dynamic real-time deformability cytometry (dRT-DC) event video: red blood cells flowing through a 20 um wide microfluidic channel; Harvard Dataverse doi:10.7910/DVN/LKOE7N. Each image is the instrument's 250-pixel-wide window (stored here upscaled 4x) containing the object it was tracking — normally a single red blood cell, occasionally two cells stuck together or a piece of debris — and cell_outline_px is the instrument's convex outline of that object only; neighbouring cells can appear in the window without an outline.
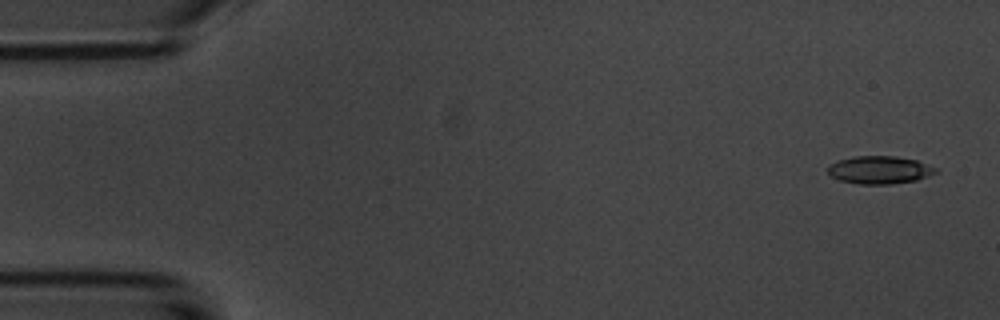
{"species": "common noctule bat (a hibernating species)", "species_latin": "Nyctalus noctula", "temperature_condition": "room temperature", "stored_images_in_passage": 8, "camera_frame_rate_fps": 3000, "um_per_image_px": 0.085, "animal": {"sex": "male", "body_mass_g": 20.1, "forearm_length_mm": 53.5}, "frame": {"image": 1, "passage_image": 1, "time_ms": 0.0, "image_size_px": [1000, 320], "cell_outline_px": [[940, 172], [916, 180], [892, 184], [860, 184], [840, 180], [832, 176], [828, 172], [828, 164], [836, 160], [852, 156], [896, 156], [916, 160], [936, 168]], "centroid_in_image_um": [74.75, 14.43], "position_along_channel_um": 10.2, "area_um2": 17.57}}
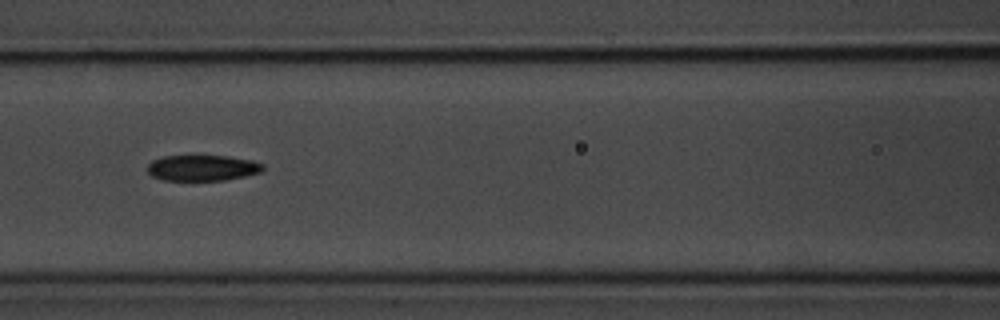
{"frame": {"image": 2, "passage_image": 6, "time_ms": 7.0, "image_size_px": [1000, 320], "cell_outline_px": [[264, 168], [260, 172], [244, 176], [224, 180], [164, 180], [152, 176], [148, 172], [148, 164], [152, 160], [164, 156], [228, 156], [252, 160], [264, 164]], "centroid_in_image_um": [17.21, 14.27], "position_along_channel_um": 149.4, "area_um2": 17.28}}
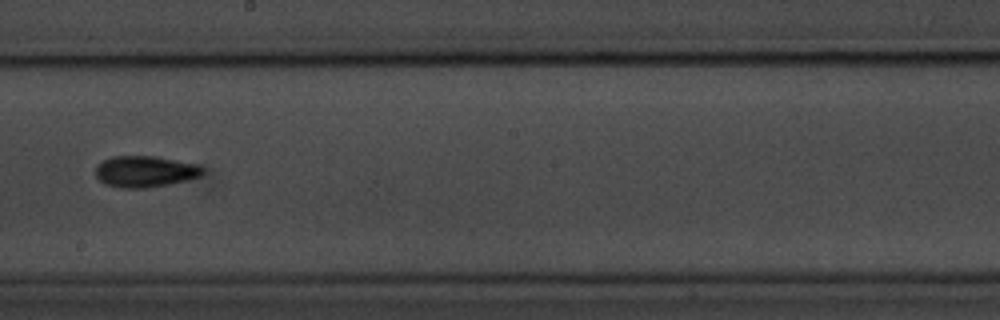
{"frame": {"image": 3, "passage_image": 8, "time_ms": 9.333, "image_size_px": [1000, 320], "cell_outline_px": [[204, 172], [200, 176], [188, 180], [168, 184], [144, 188], [120, 188], [104, 184], [96, 176], [96, 168], [104, 160], [112, 156], [156, 156], [200, 164], [204, 168]], "centroid_in_image_um": [12.37, 14.57], "position_along_channel_um": 235.8, "area_um2": 19.65}}